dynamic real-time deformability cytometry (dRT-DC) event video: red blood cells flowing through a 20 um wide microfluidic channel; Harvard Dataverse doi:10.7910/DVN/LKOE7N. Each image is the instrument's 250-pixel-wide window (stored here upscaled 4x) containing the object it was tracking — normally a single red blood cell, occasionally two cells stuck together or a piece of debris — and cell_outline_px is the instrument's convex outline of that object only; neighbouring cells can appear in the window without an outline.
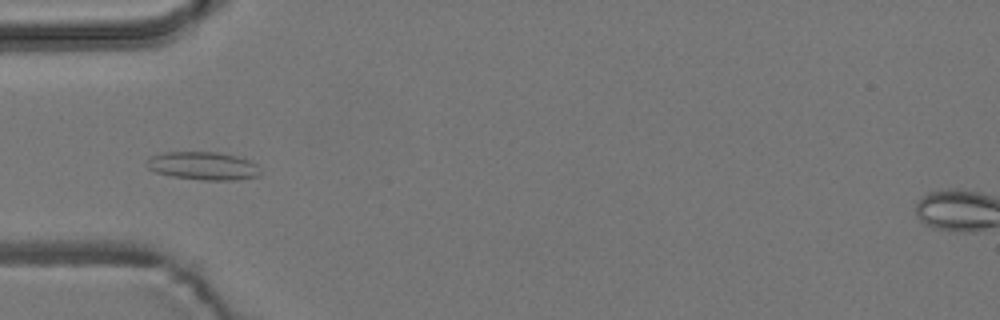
{"species": "common noctule bat (a hibernating species)", "species_latin": "Nyctalus noctula", "temperature_condition": "room temperature", "stored_images_in_passage": 7, "camera_frame_rate_fps": 3000, "um_per_image_px": 0.085, "animal": {"sex": "male", "body_mass_g": 19.2, "forearm_length_mm": 51.8}, "frame": {"image": 1, "passage_image": 5, "time_ms": 5.333, "image_size_px": [1000, 320], "cell_outline_px": [[260, 176], [236, 180], [204, 180], [172, 176], [156, 172], [148, 168], [144, 164], [148, 156], [164, 152], [216, 152], [236, 156], [248, 160], [256, 164], [260, 172]], "centroid_in_image_um": [17.22, 14.09], "position_along_channel_um": 67.8, "area_um2": 18.67}}
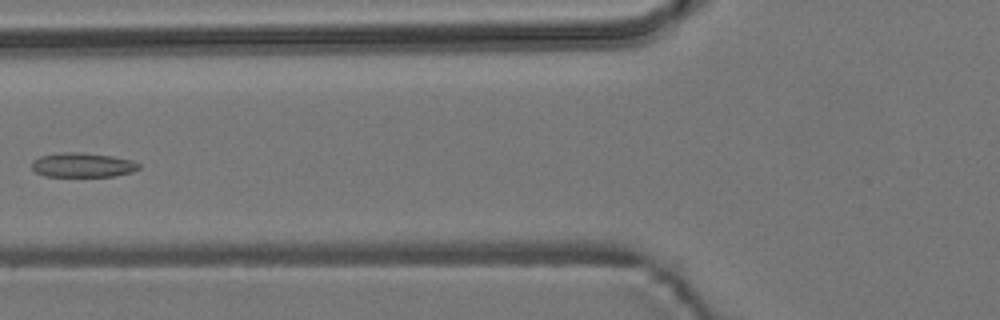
{"frame": {"image": 2, "passage_image": 6, "time_ms": 6.667, "image_size_px": [1000, 320], "cell_outline_px": [[140, 168], [132, 172], [116, 176], [44, 176], [36, 172], [32, 168], [32, 160], [40, 156], [64, 152], [80, 152], [112, 156], [132, 160], [140, 164]], "centroid_in_image_um": [7.03, 14.02], "position_along_channel_um": 118.8, "area_um2": 15.26}}
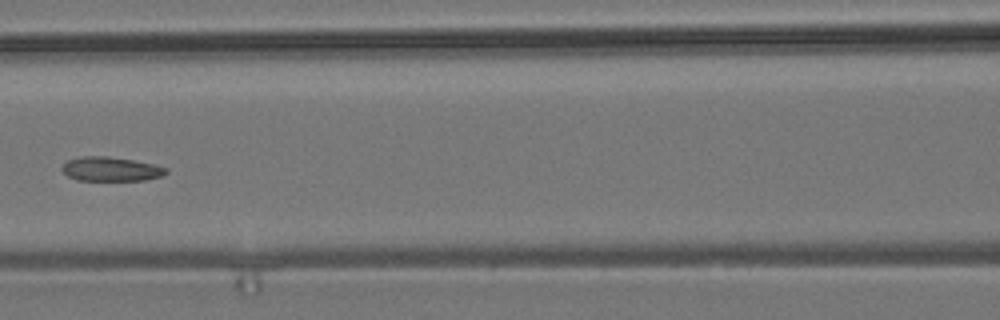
{"frame": {"image": 3, "passage_image": 7, "time_ms": 7.667, "image_size_px": [1000, 320], "cell_outline_px": [[168, 172], [160, 176], [144, 180], [76, 180], [68, 176], [60, 168], [68, 160], [84, 156], [108, 156], [132, 160], [152, 164], [168, 168]], "centroid_in_image_um": [9.41, 14.37], "position_along_channel_um": 157.2, "area_um2": 14.51}}